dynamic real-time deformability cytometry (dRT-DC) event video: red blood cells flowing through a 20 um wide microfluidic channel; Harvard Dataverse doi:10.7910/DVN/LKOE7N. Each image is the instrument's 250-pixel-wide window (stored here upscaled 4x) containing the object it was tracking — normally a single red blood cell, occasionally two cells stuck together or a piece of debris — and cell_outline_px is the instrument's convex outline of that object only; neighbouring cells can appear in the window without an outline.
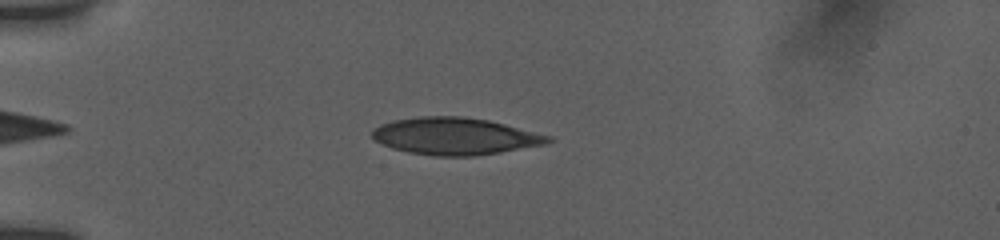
{"species": "human", "species_latin": "Homo sapiens", "temperature_condition": "room temperature", "stored_images_in_passage": 42, "camera_frame_rate_fps": 3000, "um_per_image_px": 0.085, "donor": {"sex": "female"}, "frame": {"image": 1, "passage_image": 7, "time_ms": 2.0, "image_size_px": [1000, 240], "cell_outline_px": [[556, 140], [544, 144], [500, 152], [476, 156], [436, 156], [408, 152], [392, 148], [376, 140], [372, 136], [372, 132], [380, 124], [396, 120], [420, 116], [460, 116], [488, 120], [552, 136]], "centroid_in_image_um": [38.71, 11.58], "position_along_channel_um": 46.3, "area_um2": 37.74}}
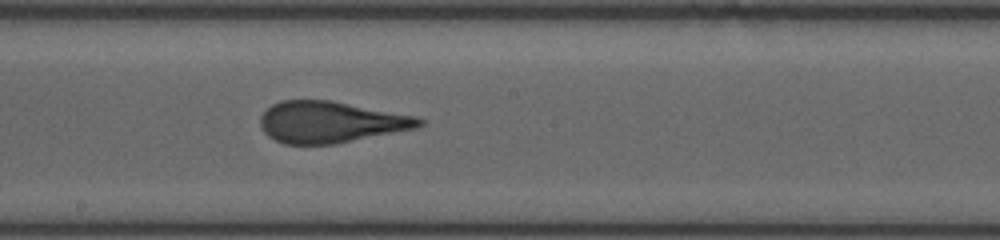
{"frame": {"image": 2, "passage_image": 23, "time_ms": 7.333, "image_size_px": [1000, 240], "cell_outline_px": [[424, 124], [416, 128], [332, 144], [284, 144], [268, 136], [264, 132], [260, 124], [260, 116], [272, 104], [280, 100], [332, 100], [416, 116], [424, 120]], "centroid_in_image_um": [28.08, 10.36], "position_along_channel_um": 220.1, "area_um2": 38.15}}
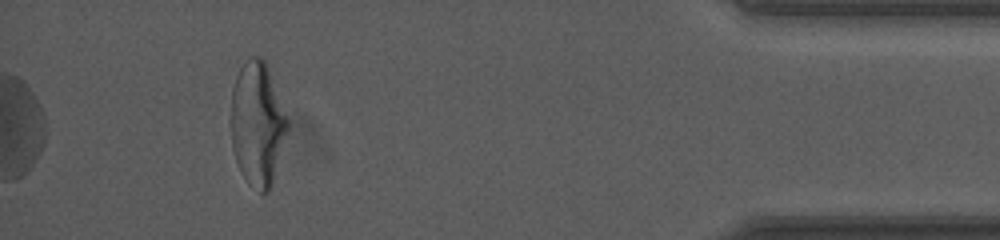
{"frame": {"image": 3, "passage_image": 42, "time_ms": 13.667, "image_size_px": [1000, 240], "cell_outline_px": [[288, 128], [272, 180], [268, 188], [264, 192], [260, 192], [248, 184], [236, 160], [232, 148], [232, 88], [236, 76], [240, 68], [248, 56], [260, 56], [264, 60], [268, 68], [288, 120]], "centroid_in_image_um": [21.86, 10.47], "position_along_channel_um": 413.3, "area_um2": 39.82}, "authors_computed_cell_mechanics": {"area_um2": 38.2058, "velocity_mm_per_s": 3.8354, "shape_relaxation_time_tau1_ms": 6.8835, "shape_relaxation_time_tau2_ms": 0.8422, "deformation_change_tau1": 0.2299, "deformation_change_tau2": 0.1027}}